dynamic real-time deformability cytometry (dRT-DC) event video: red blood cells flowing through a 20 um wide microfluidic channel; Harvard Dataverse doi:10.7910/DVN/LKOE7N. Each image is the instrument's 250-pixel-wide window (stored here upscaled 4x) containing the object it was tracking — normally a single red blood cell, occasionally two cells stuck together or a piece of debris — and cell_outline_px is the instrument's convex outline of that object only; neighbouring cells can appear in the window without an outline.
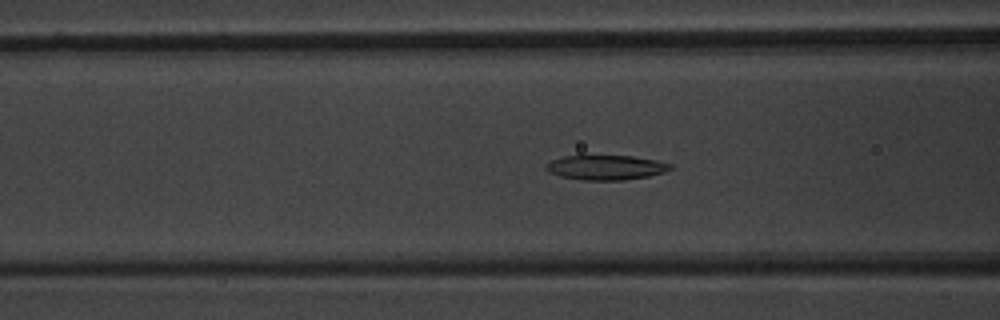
{"species": "common noctule bat (a hibernating species)", "species_latin": "Nyctalus noctula", "temperature_condition": "warm", "stored_images_in_passage": 37, "camera_frame_rate_fps": 3000, "um_per_image_px": 0.085, "animal": {"sex": "male", "body_mass_g": 20.1, "forearm_length_mm": 53.5}, "frame": {"image": 1, "passage_image": 5, "time_ms": 1.333, "image_size_px": [1000, 320], "cell_outline_px": [[672, 168], [664, 172], [648, 176], [624, 180], [584, 180], [560, 176], [548, 172], [544, 168], [544, 164], [552, 160], [564, 156], [632, 156], [656, 160], [672, 164]], "centroid_in_image_um": [51.48, 14.24], "position_along_channel_um": 115.1, "area_um2": 17.86}}
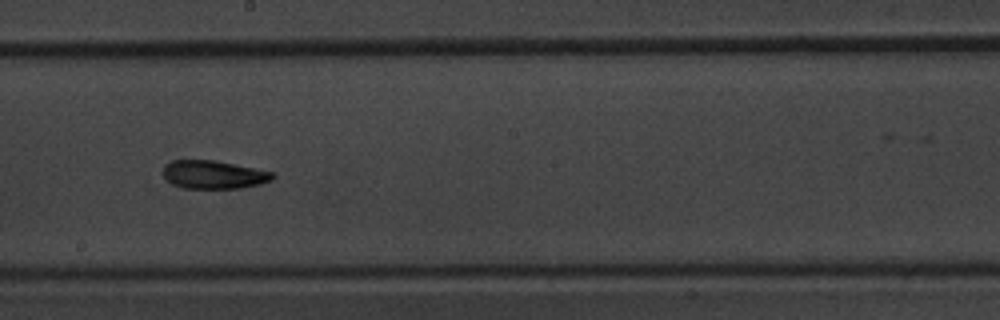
{"frame": {"image": 2, "passage_image": 14, "time_ms": 4.333, "image_size_px": [1000, 320], "cell_outline_px": [[276, 176], [272, 180], [260, 184], [240, 188], [184, 188], [172, 184], [164, 176], [164, 168], [172, 160], [216, 160], [276, 172]], "centroid_in_image_um": [18.24, 14.84], "position_along_channel_um": 230.0, "area_um2": 18.09}}
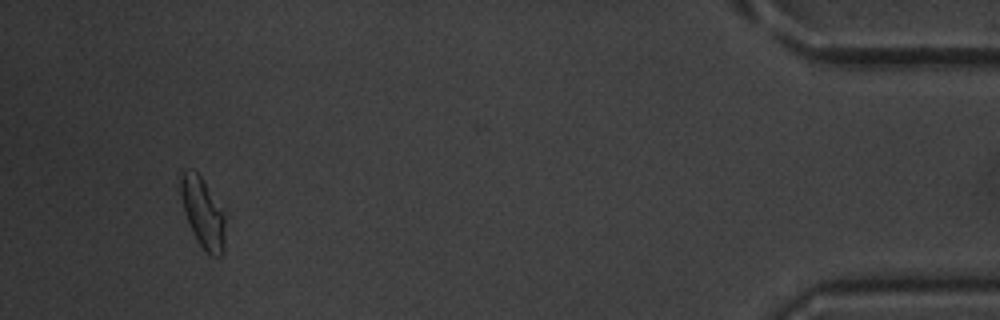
{"frame": {"image": 3, "passage_image": 34, "time_ms": 11.0, "image_size_px": [1000, 320], "cell_outline_px": [[228, 212], [224, 252], [220, 256], [208, 256], [196, 240], [192, 232], [184, 212], [180, 192], [180, 180], [184, 172], [192, 168], [200, 176]], "centroid_in_image_um": [17.33, 18.15], "position_along_channel_um": 417.9, "area_um2": 19.13}, "authors_computed_cell_mechanics": {"area_um2": 18.0336, "velocity_mm_per_s": 3.8359, "shape_relaxation_time_tau1_ms": 5.3171, "shape_relaxation_time_tau2_ms": 3.4323, "deformation_change_tau1": 0.1519, "deformation_change_tau2": 0.1028}}